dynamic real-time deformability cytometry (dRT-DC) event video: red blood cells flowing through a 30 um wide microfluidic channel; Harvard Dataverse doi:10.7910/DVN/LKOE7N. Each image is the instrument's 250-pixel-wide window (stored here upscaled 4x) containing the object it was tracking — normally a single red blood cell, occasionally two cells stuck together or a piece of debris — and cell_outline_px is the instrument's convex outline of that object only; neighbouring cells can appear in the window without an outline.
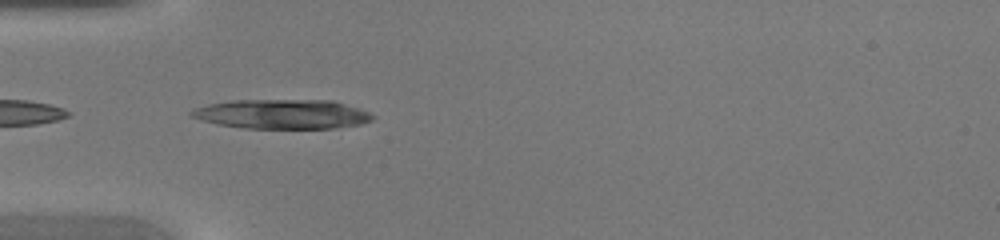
{"species": "common noctule bat (a hibernating species)", "species_latin": "Nyctalus noctula", "temperature_condition": "warm", "stored_images_in_passage": 28, "camera_frame_rate_fps": 3000, "um_per_image_px": 0.085, "animal": {"sex": "female", "body_mass_g": 20.0, "forearm_length_mm": 54.0}, "frame": {"image": 1, "passage_image": 4, "time_ms": 1.0, "image_size_px": [1000, 240], "cell_outline_px": [[376, 116], [372, 120], [360, 124], [336, 128], [244, 128], [216, 124], [200, 120], [188, 116], [188, 112], [192, 108], [208, 104], [232, 100], [332, 100], [368, 112]], "centroid_in_image_um": [23.9, 9.7], "position_along_channel_um": 61.1, "area_um2": 31.21}}
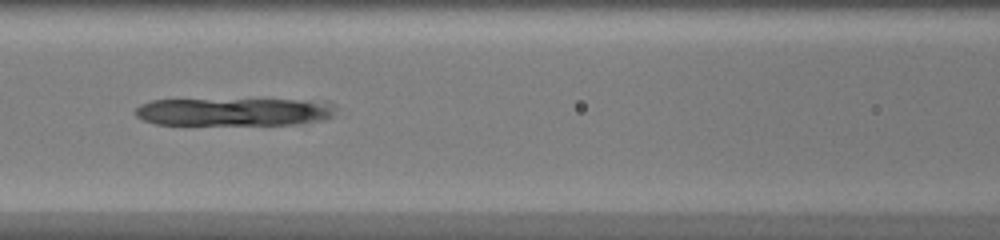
{"frame": {"image": 2, "passage_image": 10, "time_ms": 3.0, "image_size_px": [1000, 240], "cell_outline_px": [[336, 108], [332, 116], [324, 120], [296, 124], [156, 124], [144, 120], [136, 116], [132, 112], [140, 104], [152, 100], [328, 100], [336, 104]], "centroid_in_image_um": [19.96, 9.49], "position_along_channel_um": 146.6, "area_um2": 32.71}}